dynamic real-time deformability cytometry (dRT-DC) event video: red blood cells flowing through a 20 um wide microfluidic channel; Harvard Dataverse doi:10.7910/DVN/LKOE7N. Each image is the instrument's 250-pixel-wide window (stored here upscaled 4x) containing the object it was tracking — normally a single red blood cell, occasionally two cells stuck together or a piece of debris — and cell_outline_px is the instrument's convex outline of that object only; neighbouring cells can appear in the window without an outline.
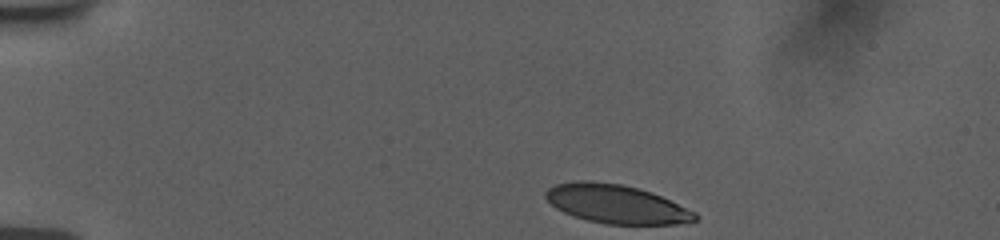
{"species": "human", "species_latin": "Homo sapiens", "temperature_condition": "room temperature", "stored_images_in_passage": 42, "camera_frame_rate_fps": 3000, "um_per_image_px": 0.085, "donor": {"sex": "female"}, "frame": {"image": 1, "passage_image": 1, "time_ms": 0.0, "image_size_px": [1000, 240], "cell_outline_px": [[700, 216], [696, 220], [676, 224], [604, 224], [572, 216], [556, 208], [544, 196], [544, 192], [548, 188], [556, 184], [576, 180], [588, 180], [620, 184], [652, 192], [696, 212]], "centroid_in_image_um": [52.37, 17.34], "position_along_channel_um": 32.6, "area_um2": 33.7}}
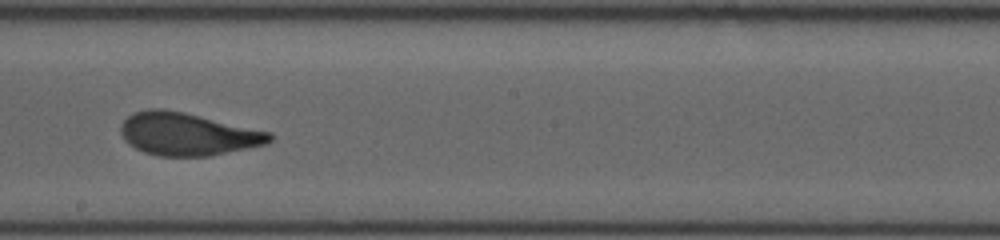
{"frame": {"image": 2, "passage_image": 23, "time_ms": 7.333, "image_size_px": [1000, 240], "cell_outline_px": [[272, 140], [268, 144], [208, 156], [156, 156], [144, 152], [128, 144], [124, 140], [120, 132], [120, 124], [128, 116], [136, 112], [148, 108], [160, 108], [184, 112], [272, 132]], "centroid_in_image_um": [15.93, 11.39], "position_along_channel_um": 232.3, "area_um2": 37.17}}
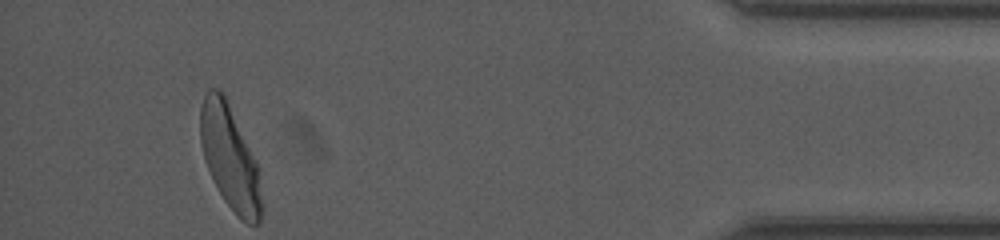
{"frame": {"image": 3, "passage_image": 42, "time_ms": 13.667, "image_size_px": [1000, 240], "cell_outline_px": [[264, 208], [260, 220], [256, 224], [248, 224], [240, 220], [236, 216], [224, 200], [208, 168], [204, 156], [200, 140], [200, 108], [204, 96], [212, 88], [220, 88], [224, 92], [256, 160]], "centroid_in_image_um": [19.57, 13.4], "position_along_channel_um": 415.6, "area_um2": 37.22}, "authors_computed_cell_mechanics": {"area_um2": 36.6741, "velocity_mm_per_s": 3.7576, "shape_relaxation_time_tau1_ms": 4.284, "shape_relaxation_time_tau2_ms": 0.9874, "deformation_change_tau1": 0.1771, "deformation_change_tau2": 0.0432}}